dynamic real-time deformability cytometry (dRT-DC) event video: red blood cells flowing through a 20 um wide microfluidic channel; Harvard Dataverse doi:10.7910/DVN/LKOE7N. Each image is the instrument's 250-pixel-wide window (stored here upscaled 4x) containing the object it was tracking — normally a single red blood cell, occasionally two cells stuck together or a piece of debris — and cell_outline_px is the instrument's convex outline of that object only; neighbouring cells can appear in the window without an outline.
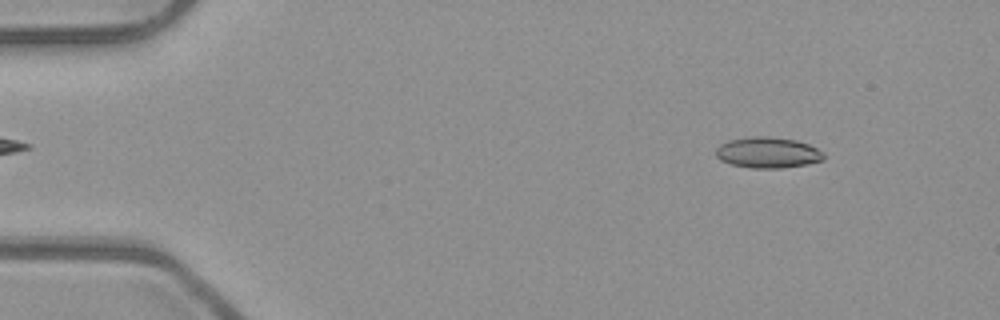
{"species": "common noctule bat (a hibernating species)", "species_latin": "Nyctalus noctula", "temperature_condition": "room temperature", "stored_images_in_passage": 53, "segment_of_instrument_passage": [1, 2], "camera_frame_rate_fps": 3000, "um_per_image_px": 0.085, "animal": {"sex": "male", "body_mass_g": 23.1, "forearm_length_mm": 52.7}, "frame": {"image": 1, "passage_image": 6, "time_ms": 1.667, "image_size_px": [1000, 320], "cell_outline_px": [[824, 160], [808, 164], [780, 168], [752, 168], [732, 164], [720, 160], [716, 156], [716, 148], [720, 144], [728, 140], [752, 136], [768, 136], [796, 140], [808, 144], [824, 152]], "centroid_in_image_um": [65.26, 12.96], "position_along_channel_um": 19.7, "area_um2": 19.48}}
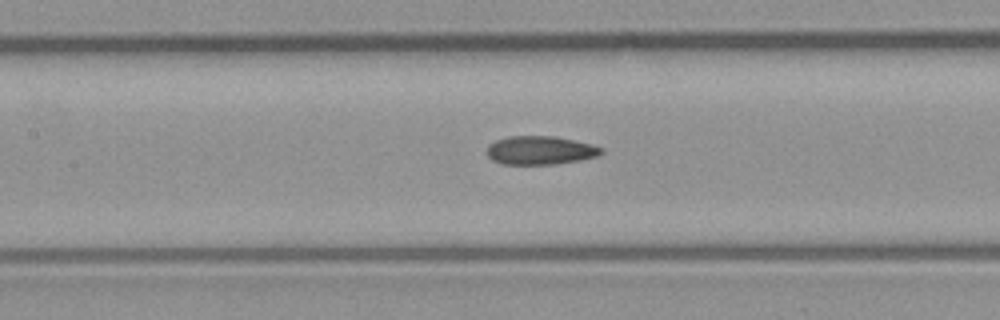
{"frame": {"image": 2, "passage_image": 24, "time_ms": 7.667, "image_size_px": [1000, 320], "cell_outline_px": [[604, 152], [600, 156], [580, 160], [556, 164], [504, 164], [492, 160], [488, 156], [488, 144], [496, 140], [508, 136], [552, 136], [592, 144], [604, 148]], "centroid_in_image_um": [45.95, 12.78], "position_along_channel_um": 161.4, "area_um2": 19.07}}
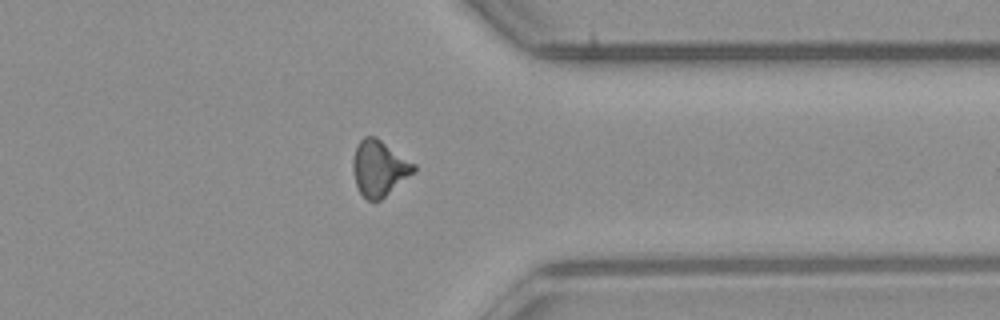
{"frame": {"image": 3, "passage_image": 41, "time_ms": 13.333, "image_size_px": [1000, 320], "cell_outline_px": [[416, 168], [412, 172], [380, 200], [368, 200], [360, 192], [356, 184], [352, 168], [352, 160], [356, 148], [360, 140], [364, 136], [376, 136], [416, 164]], "centroid_in_image_um": [32.2, 14.25], "position_along_channel_um": 379.2, "area_um2": 19.36}}